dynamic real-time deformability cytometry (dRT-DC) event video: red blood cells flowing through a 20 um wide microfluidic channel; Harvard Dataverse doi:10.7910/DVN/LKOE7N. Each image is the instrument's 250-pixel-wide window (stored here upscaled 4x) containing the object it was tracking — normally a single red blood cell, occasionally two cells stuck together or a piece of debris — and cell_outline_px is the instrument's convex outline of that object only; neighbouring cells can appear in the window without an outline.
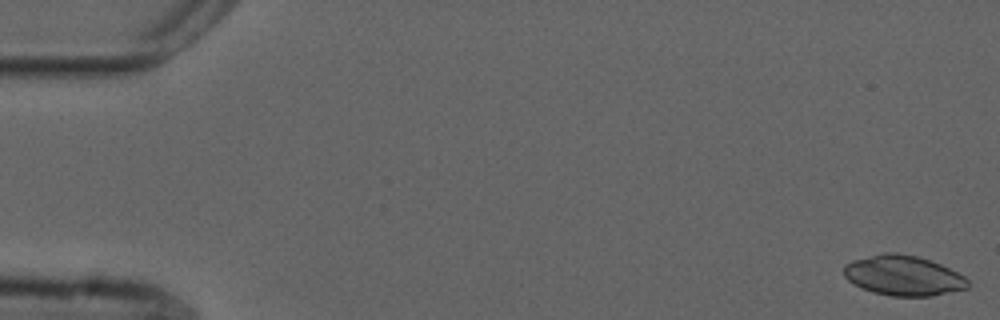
{"species": "common noctule bat (a hibernating species)", "species_latin": "Nyctalus noctula", "temperature_condition": "cold", "stored_images_in_passage": 54, "camera_frame_rate_fps": 3000, "um_per_image_px": 0.085, "animal": {"sex": "male", "forearm_length_mm": 52.5}, "frame": {"image": 1, "passage_image": 1, "time_ms": 0.0, "image_size_px": [1000, 320], "cell_outline_px": [[968, 288], [932, 296], [892, 296], [872, 292], [848, 280], [844, 276], [844, 264], [852, 260], [884, 252], [896, 252], [916, 256], [940, 264], [964, 276], [968, 280]], "centroid_in_image_um": [76.77, 23.42], "position_along_channel_um": 8.2, "area_um2": 28.78}}